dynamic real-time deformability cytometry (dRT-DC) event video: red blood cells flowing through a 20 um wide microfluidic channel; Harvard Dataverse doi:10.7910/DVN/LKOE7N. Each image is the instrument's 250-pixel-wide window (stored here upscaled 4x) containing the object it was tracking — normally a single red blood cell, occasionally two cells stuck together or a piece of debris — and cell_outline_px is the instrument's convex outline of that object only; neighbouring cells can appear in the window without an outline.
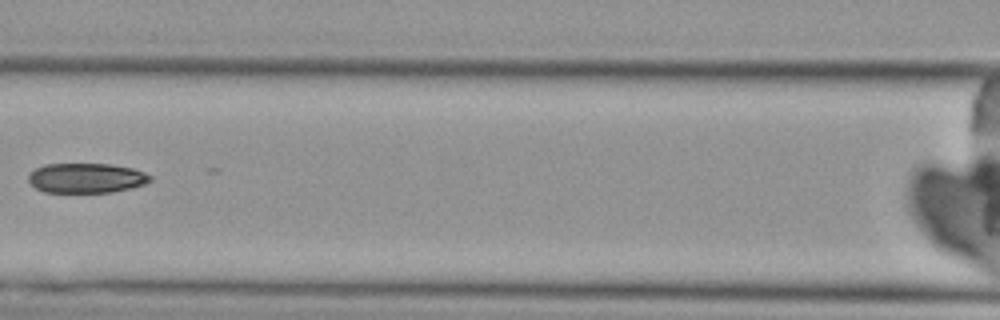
{"species": "Egyptian fruit bat (a non-hibernating species)", "species_latin": "Rousettus aegyptiacus", "temperature_condition": "cold", "stored_images_in_passage": 8, "camera_frame_rate_fps": 3000, "um_per_image_px": 0.085, "animal": {"sex": "female"}, "frame": {"image": 1, "passage_image": 7, "time_ms": 7.333, "image_size_px": [1000, 320], "cell_outline_px": [[152, 180], [144, 184], [112, 192], [44, 192], [36, 188], [28, 180], [28, 176], [36, 168], [44, 164], [108, 164], [132, 168], [144, 172], [152, 176]], "centroid_in_image_um": [7.33, 15.13], "position_along_channel_um": 159.3, "area_um2": 20.98}}
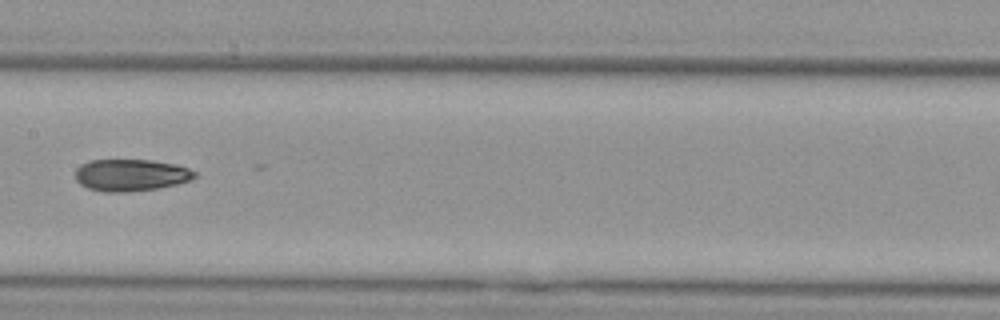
{"frame": {"image": 2, "passage_image": 8, "time_ms": 8.333, "image_size_px": [1000, 320], "cell_outline_px": [[196, 176], [188, 180], [176, 184], [160, 188], [128, 192], [104, 192], [88, 188], [80, 184], [76, 180], [76, 168], [80, 164], [88, 160], [152, 160], [176, 164], [188, 168], [196, 172]], "centroid_in_image_um": [11.1, 14.88], "position_along_channel_um": 196.3, "area_um2": 22.31}}